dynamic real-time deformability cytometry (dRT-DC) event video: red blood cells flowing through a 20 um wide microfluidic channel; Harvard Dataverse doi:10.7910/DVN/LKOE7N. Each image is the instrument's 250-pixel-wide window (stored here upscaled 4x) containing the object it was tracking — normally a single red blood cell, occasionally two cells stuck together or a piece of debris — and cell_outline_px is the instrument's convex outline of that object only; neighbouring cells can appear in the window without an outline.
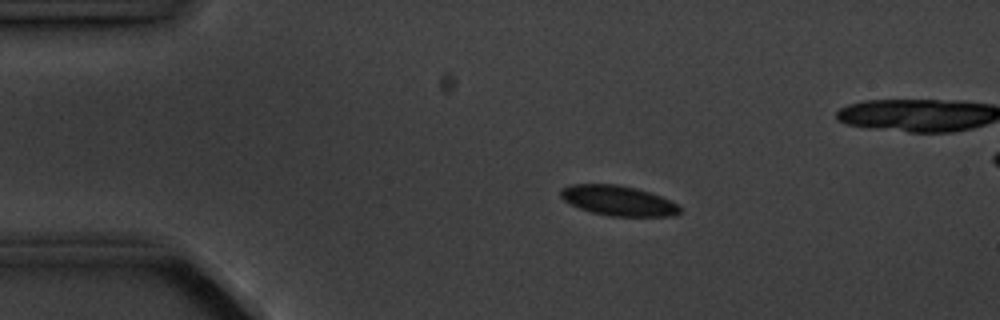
{"species": "common noctule bat (a hibernating species)", "species_latin": "Nyctalus noctula", "temperature_condition": "cold", "stored_images_in_passage": 4, "camera_frame_rate_fps": 3000, "um_per_image_px": 0.085, "animal": {"sex": "male", "body_mass_g": 20.1, "forearm_length_mm": 53.5}, "frame": {"image": 1, "passage_image": 2, "time_ms": 1.0, "image_size_px": [1000, 320], "cell_outline_px": [[680, 212], [676, 216], [608, 216], [592, 212], [580, 208], [564, 200], [560, 196], [560, 188], [572, 184], [616, 184], [636, 188], [672, 200], [680, 208]], "centroid_in_image_um": [52.55, 17.05], "position_along_channel_um": 32.5, "area_um2": 20.81}}